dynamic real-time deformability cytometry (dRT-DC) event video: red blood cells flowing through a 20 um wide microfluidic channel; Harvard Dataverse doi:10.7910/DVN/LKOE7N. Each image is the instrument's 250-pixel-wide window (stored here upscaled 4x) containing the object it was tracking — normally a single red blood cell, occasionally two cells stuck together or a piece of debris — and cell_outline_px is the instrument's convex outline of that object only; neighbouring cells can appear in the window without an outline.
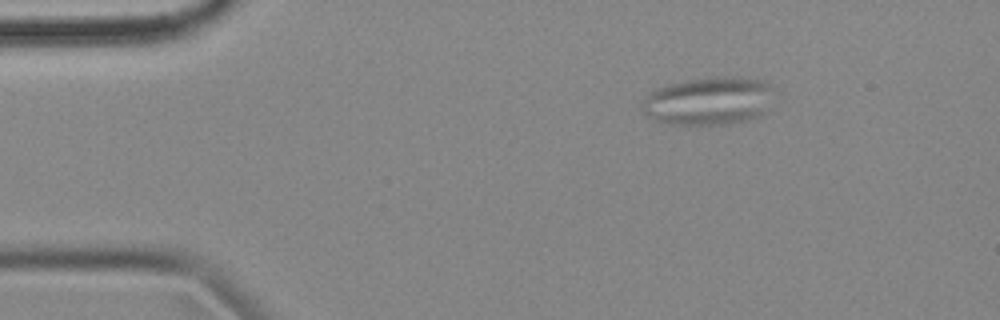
{"species": "common noctule bat (a hibernating species)", "species_latin": "Nyctalus noctula", "temperature_condition": "cold", "stored_images_in_passage": 4, "camera_frame_rate_fps": 3000, "um_per_image_px": 0.085, "animal": {"sex": "female", "body_mass_g": 18.4}, "frame": {"image": 1, "passage_image": 2, "time_ms": 0.333, "image_size_px": [1000, 320], "cell_outline_px": [[772, 88], [764, 116], [748, 120], [724, 124], [668, 124], [652, 120], [640, 108], [644, 100], [656, 88], [668, 84], [688, 80], [712, 76], [740, 76], [764, 80]], "centroid_in_image_um": [60.24, 8.57], "position_along_channel_um": 24.8, "area_um2": 37.11}}